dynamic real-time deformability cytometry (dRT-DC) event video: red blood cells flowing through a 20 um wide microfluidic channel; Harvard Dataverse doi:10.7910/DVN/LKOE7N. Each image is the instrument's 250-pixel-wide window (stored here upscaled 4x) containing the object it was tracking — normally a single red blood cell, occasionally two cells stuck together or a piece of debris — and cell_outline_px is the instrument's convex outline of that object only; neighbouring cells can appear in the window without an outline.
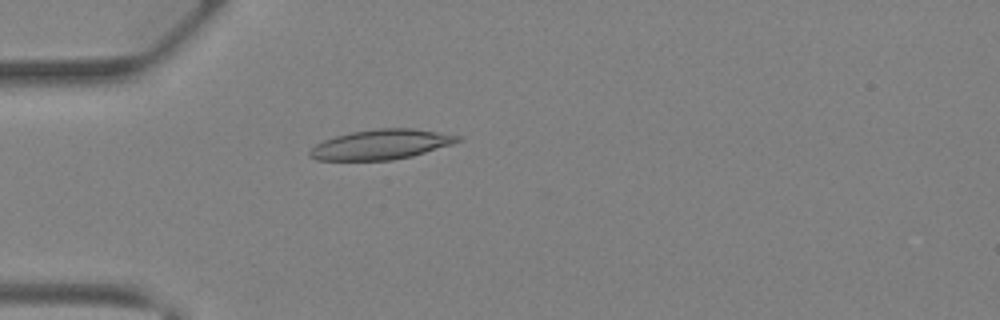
{"species": "Egyptian fruit bat (a non-hibernating species)", "species_latin": "Rousettus aegyptiacus", "temperature_condition": "warm", "stored_images_in_passage": 38, "camera_frame_rate_fps": 3000, "um_per_image_px": 0.085, "animal": {"sex": "female"}, "frame": {"image": 1, "passage_image": 10, "time_ms": 3.0, "image_size_px": [1000, 320], "cell_outline_px": [[464, 140], [452, 144], [412, 156], [392, 160], [316, 160], [308, 156], [308, 152], [316, 144], [324, 140], [336, 136], [352, 132], [376, 128], [412, 128], [464, 136]], "centroid_in_image_um": [32.42, 12.28], "position_along_channel_um": 52.6, "area_um2": 25.84}}
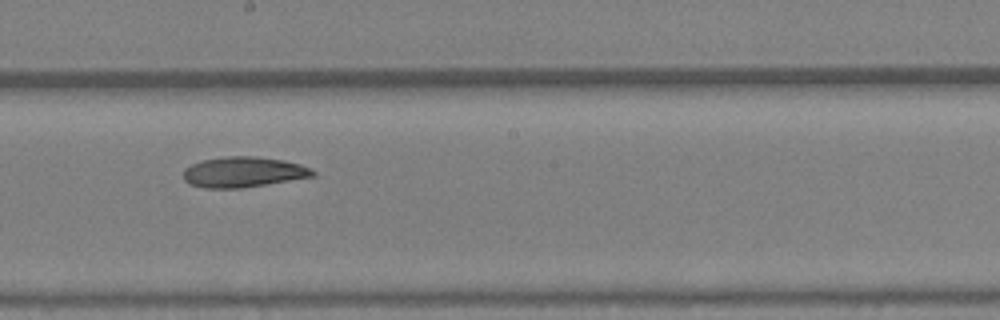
{"frame": {"image": 2, "passage_image": 21, "time_ms": 6.667, "image_size_px": [1000, 320], "cell_outline_px": [[316, 176], [240, 188], [204, 188], [188, 184], [184, 180], [184, 168], [192, 164], [204, 160], [228, 156], [256, 156], [284, 160], [300, 164], [316, 172]], "centroid_in_image_um": [20.68, 14.63], "position_along_channel_um": 227.5, "area_um2": 22.89}}
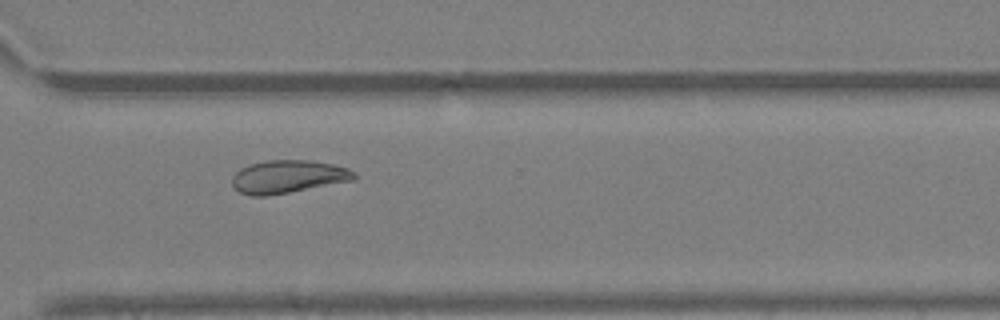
{"frame": {"image": 3, "passage_image": 28, "time_ms": 9.0, "image_size_px": [1000, 320], "cell_outline_px": [[356, 180], [268, 196], [252, 196], [240, 192], [232, 184], [232, 176], [240, 168], [252, 164], [268, 160], [308, 160], [332, 164], [348, 168], [356, 176]], "centroid_in_image_um": [24.48, 15.02], "position_along_channel_um": 346.1, "area_um2": 23.35}}